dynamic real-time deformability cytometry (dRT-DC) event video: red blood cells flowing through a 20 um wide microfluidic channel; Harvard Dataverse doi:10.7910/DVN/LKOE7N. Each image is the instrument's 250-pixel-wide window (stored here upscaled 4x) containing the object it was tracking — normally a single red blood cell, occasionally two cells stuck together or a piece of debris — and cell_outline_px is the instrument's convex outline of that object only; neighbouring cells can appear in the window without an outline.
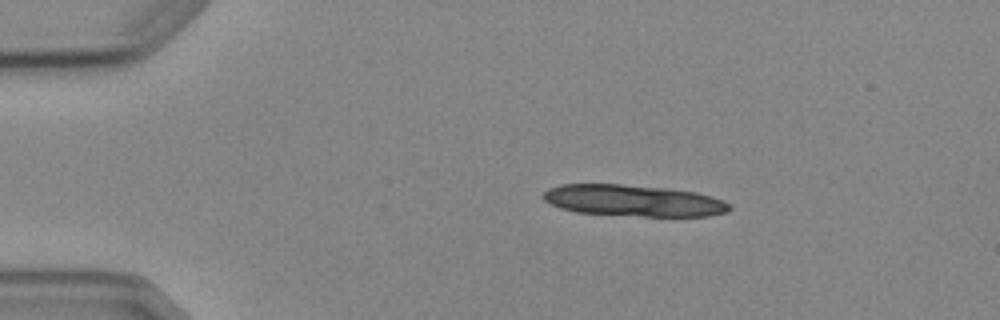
{"species": "Egyptian fruit bat (a non-hibernating species)", "species_latin": "Rousettus aegyptiacus", "temperature_condition": "cold", "stored_images_in_passage": 3, "camera_frame_rate_fps": 3000, "um_per_image_px": 0.085, "animal": {"sex": "female"}, "frame": {"image": 1, "passage_image": 1, "time_ms": 0.0, "image_size_px": [1000, 320], "cell_outline_px": [[732, 208], [728, 212], [708, 216], [644, 216], [576, 212], [560, 208], [544, 200], [544, 192], [548, 188], [560, 184], [620, 184], [668, 188], [696, 192], [712, 196], [724, 200]], "centroid_in_image_um": [53.87, 17.04], "position_along_channel_um": 31.1, "area_um2": 34.16}}